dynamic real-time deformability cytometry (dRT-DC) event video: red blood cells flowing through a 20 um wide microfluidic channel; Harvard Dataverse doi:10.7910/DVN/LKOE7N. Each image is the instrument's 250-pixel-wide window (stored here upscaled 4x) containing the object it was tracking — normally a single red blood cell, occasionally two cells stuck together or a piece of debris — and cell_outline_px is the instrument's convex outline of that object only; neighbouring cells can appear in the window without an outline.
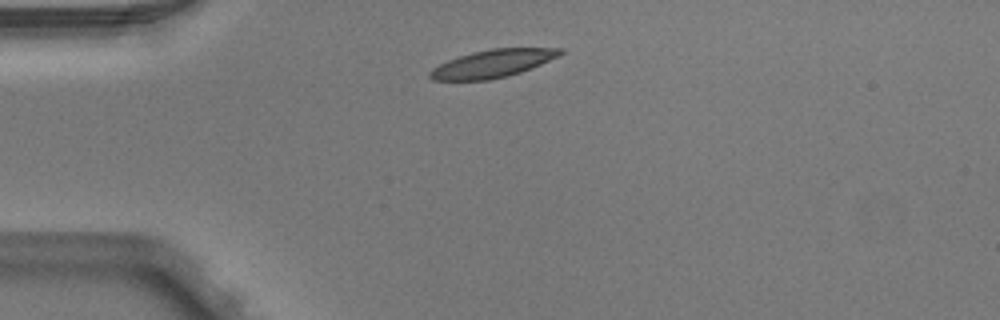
{"species": "Egyptian fruit bat (a non-hibernating species)", "species_latin": "Rousettus aegyptiacus", "temperature_condition": "warm", "stored_images_in_passage": 3, "camera_frame_rate_fps": 3000, "um_per_image_px": 0.085, "animal": {"sex": "male"}, "frame": {"image": 1, "passage_image": 1, "time_ms": 0.0, "image_size_px": [1000, 320], "cell_outline_px": [[564, 52], [560, 56], [520, 72], [508, 76], [488, 80], [432, 80], [428, 76], [428, 72], [432, 68], [448, 60], [472, 52], [492, 48], [564, 48]], "centroid_in_image_um": [41.87, 5.4], "position_along_channel_um": 43.1, "area_um2": 21.04}}
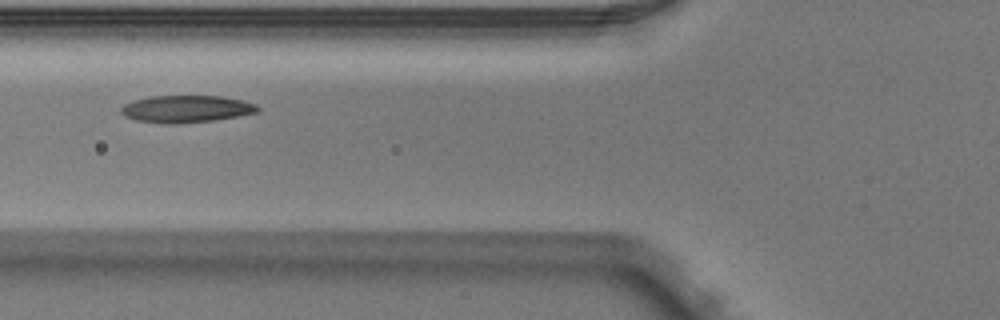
{"frame": {"image": 2, "passage_image": 3, "time_ms": 0.667, "image_size_px": [1000, 320], "cell_outline_px": [[260, 108], [256, 112], [240, 116], [216, 120], [180, 124], [164, 124], [136, 120], [124, 116], [120, 112], [120, 108], [124, 104], [132, 100], [152, 96], [220, 96], [240, 100], [256, 104]], "centroid_in_image_um": [15.8, 9.27], "position_along_channel_um": 110.0, "area_um2": 21.79}}